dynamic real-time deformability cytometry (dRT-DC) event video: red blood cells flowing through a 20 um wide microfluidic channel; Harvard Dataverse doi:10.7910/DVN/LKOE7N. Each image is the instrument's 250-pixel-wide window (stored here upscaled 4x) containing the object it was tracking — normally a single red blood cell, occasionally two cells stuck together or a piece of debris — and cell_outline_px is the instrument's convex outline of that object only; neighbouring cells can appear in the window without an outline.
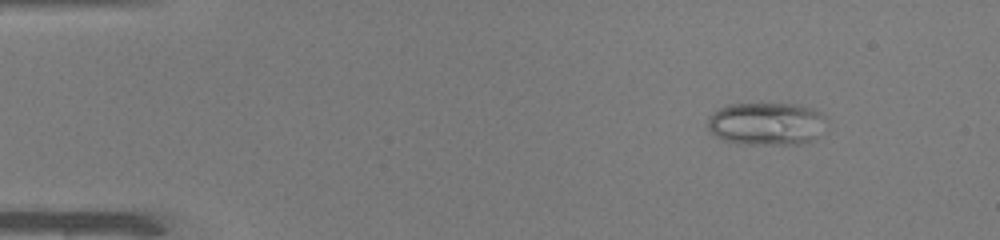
{"species": "common noctule bat (a hibernating species)", "species_latin": "Nyctalus noctula", "temperature_condition": "warm", "stored_images_in_passage": 44, "camera_frame_rate_fps": 3000, "um_per_image_px": 0.085, "animal": {"sex": "male", "body_mass_g": 19.0, "forearm_length_mm": 50.8}, "frame": {"image": 1, "passage_image": 1, "time_ms": 0.0, "image_size_px": [1000, 240], "cell_outline_px": [[828, 116], [812, 140], [800, 144], [748, 144], [724, 140], [716, 136], [708, 128], [708, 120], [720, 108], [728, 104], [796, 104], [812, 108]], "centroid_in_image_um": [65.15, 10.51], "position_along_channel_um": 19.8, "area_um2": 29.13}}
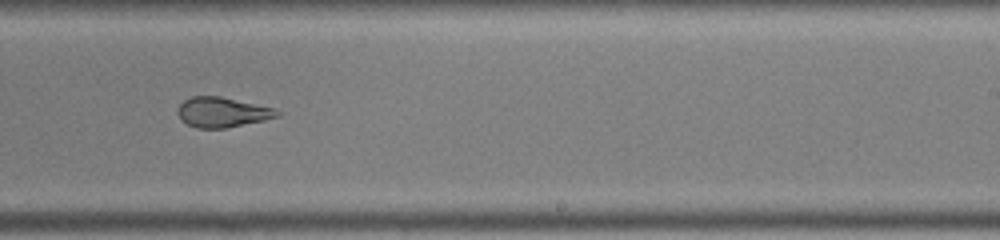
{"frame": {"image": 2, "passage_image": 26, "time_ms": 8.333, "image_size_px": [1000, 240], "cell_outline_px": [[280, 112], [276, 116], [264, 120], [228, 128], [196, 128], [180, 120], [176, 112], [180, 104], [184, 100], [192, 96], [220, 96], [272, 108]], "centroid_in_image_um": [18.82, 9.55], "position_along_channel_um": 270.2, "area_um2": 17.22}}
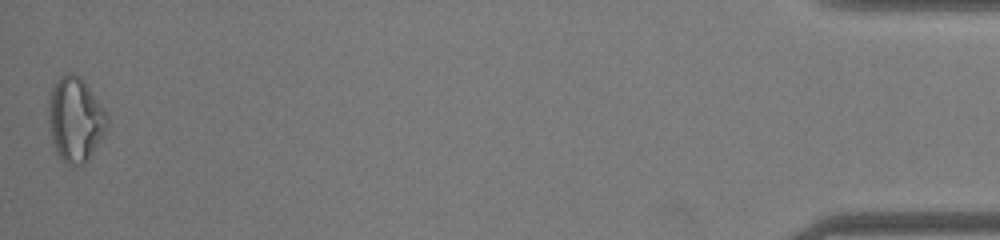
{"frame": {"image": 3, "passage_image": 44, "time_ms": 14.333, "image_size_px": [1000, 240], "cell_outline_px": [[108, 120], [104, 132], [88, 160], [84, 164], [72, 168], [64, 164], [56, 152], [52, 144], [48, 108], [52, 88], [56, 80], [60, 76], [68, 72], [72, 72], [80, 76], [104, 108], [108, 116]], "centroid_in_image_um": [6.39, 10.18], "position_along_channel_um": 428.8, "area_um2": 28.9}, "authors_computed_cell_mechanics": {"area_um2": 21.1548, "velocity_mm_per_s": 4.1169, "shape_relaxation_time_tau1_ms": null, "shape_relaxation_time_tau2_ms": 1.308, "deformation_change_tau1": null, "deformation_change_tau2": 0.0961}}